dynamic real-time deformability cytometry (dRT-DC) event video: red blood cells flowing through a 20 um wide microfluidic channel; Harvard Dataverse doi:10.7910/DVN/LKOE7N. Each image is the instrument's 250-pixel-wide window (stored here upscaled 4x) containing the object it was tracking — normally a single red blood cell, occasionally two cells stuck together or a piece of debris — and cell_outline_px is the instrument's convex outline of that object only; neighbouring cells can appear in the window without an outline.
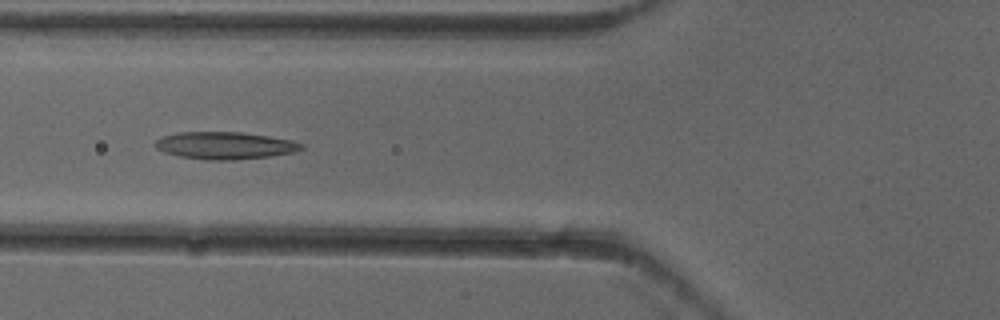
{"species": "common noctule bat (a hibernating species)", "species_latin": "Nyctalus noctula", "temperature_condition": "cold", "stored_images_in_passage": 6, "camera_frame_rate_fps": 3000, "um_per_image_px": 0.085, "animal": {"sex": "female"}, "frame": {"image": 1, "passage_image": 6, "time_ms": 1.667, "image_size_px": [1000, 320], "cell_outline_px": [[304, 148], [296, 152], [272, 156], [232, 160], [204, 160], [180, 156], [164, 152], [156, 148], [152, 144], [156, 140], [164, 136], [180, 132], [240, 132], [268, 136], [292, 140], [304, 144]], "centroid_in_image_um": [19.14, 12.37], "position_along_channel_um": 106.7, "area_um2": 23.35}}